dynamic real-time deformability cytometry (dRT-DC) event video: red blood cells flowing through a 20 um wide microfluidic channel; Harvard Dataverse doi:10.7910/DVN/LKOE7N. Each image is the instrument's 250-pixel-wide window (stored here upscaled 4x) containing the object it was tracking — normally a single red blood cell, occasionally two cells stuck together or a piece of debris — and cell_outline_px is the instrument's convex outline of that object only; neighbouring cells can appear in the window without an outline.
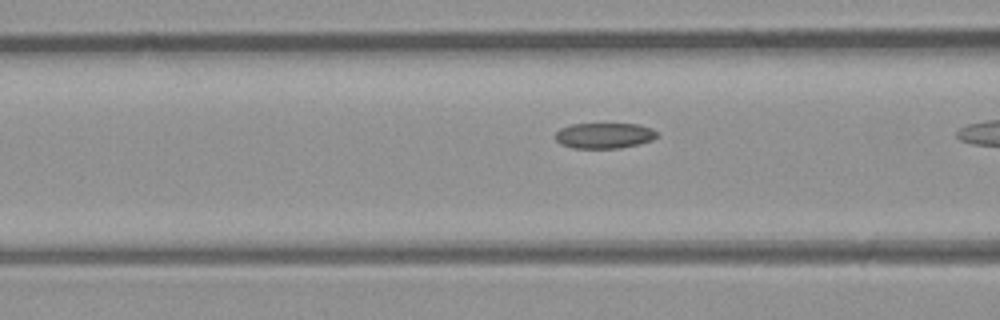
{"species": "common noctule bat (a hibernating species)", "species_latin": "Nyctalus noctula", "temperature_condition": "room temperature", "stored_images_in_passage": 19, "camera_frame_rate_fps": 3000, "um_per_image_px": 0.085, "animal": {"sex": "male", "body_mass_g": 23.1, "forearm_length_mm": 52.7}, "frame": {"image": 1, "passage_image": 9, "time_ms": 2.667, "image_size_px": [1000, 320], "cell_outline_px": [[660, 136], [652, 140], [640, 144], [620, 148], [572, 148], [560, 144], [556, 140], [556, 132], [560, 128], [572, 124], [640, 124], [652, 128]], "centroid_in_image_um": [51.39, 11.52], "position_along_channel_um": 115.2, "area_um2": 15.32}}